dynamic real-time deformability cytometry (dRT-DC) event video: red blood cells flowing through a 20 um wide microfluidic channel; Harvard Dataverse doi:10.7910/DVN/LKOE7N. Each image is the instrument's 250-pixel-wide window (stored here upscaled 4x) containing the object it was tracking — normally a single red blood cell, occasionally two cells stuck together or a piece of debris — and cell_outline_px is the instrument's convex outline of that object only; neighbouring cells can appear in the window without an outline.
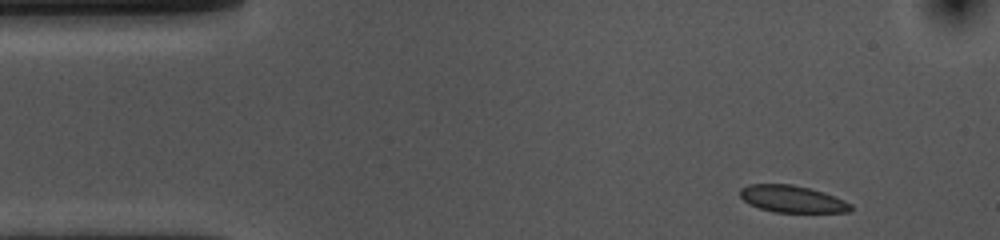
{"species": "common noctule bat (a hibernating species)", "species_latin": "Nyctalus noctula", "temperature_condition": "cold", "stored_images_in_passage": 50, "camera_frame_rate_fps": 3000, "um_per_image_px": 0.085, "animal": {"sex": "female", "body_mass_g": 10.0, "forearm_length_mm": 53.1}, "frame": {"image": 1, "passage_image": 1, "time_ms": 0.0, "image_size_px": [1000, 240], "cell_outline_px": [[852, 208], [848, 212], [772, 212], [748, 204], [740, 196], [740, 188], [748, 184], [792, 184], [808, 188], [844, 200], [852, 204]], "centroid_in_image_um": [67.28, 16.92], "position_along_channel_um": 17.7, "area_um2": 17.22}}
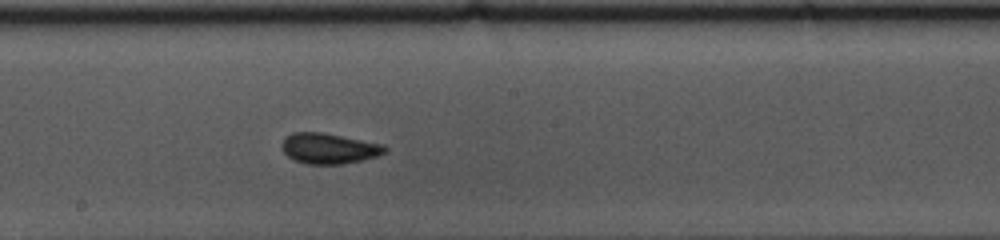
{"frame": {"image": 2, "passage_image": 24, "time_ms": 7.667, "image_size_px": [1000, 240], "cell_outline_px": [[388, 152], [376, 156], [344, 164], [308, 164], [296, 160], [288, 156], [284, 152], [284, 136], [292, 132], [324, 132], [384, 144], [388, 148]], "centroid_in_image_um": [28.01, 12.6], "position_along_channel_um": 220.2, "area_um2": 18.32}}
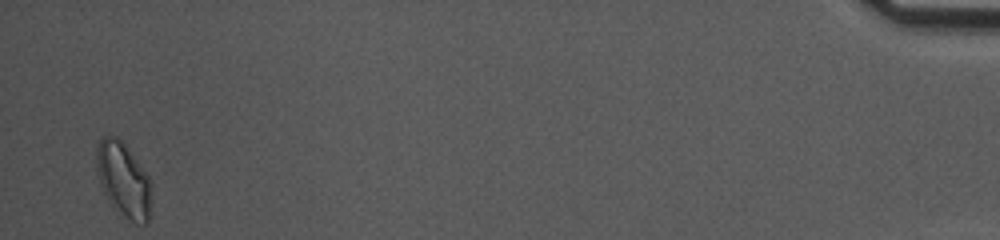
{"frame": {"image": 3, "passage_image": 49, "time_ms": 16.0, "image_size_px": [1000, 240], "cell_outline_px": [[148, 220], [144, 224], [140, 224], [132, 220], [108, 200], [100, 184], [96, 168], [96, 148], [100, 140], [104, 136], [116, 136], [128, 148], [148, 176]], "centroid_in_image_um": [10.43, 15.19], "position_along_channel_um": 424.8, "area_um2": 22.66}, "authors_computed_cell_mechanics": {"area_um2": 17.9758, "velocity_mm_per_s": 3.5731, "shape_relaxation_time_tau1_ms": 5.4426, "shape_relaxation_time_tau2_ms": 1.5638, "deformation_change_tau1": 0.0943, "deformation_change_tau2": 0.0404}}